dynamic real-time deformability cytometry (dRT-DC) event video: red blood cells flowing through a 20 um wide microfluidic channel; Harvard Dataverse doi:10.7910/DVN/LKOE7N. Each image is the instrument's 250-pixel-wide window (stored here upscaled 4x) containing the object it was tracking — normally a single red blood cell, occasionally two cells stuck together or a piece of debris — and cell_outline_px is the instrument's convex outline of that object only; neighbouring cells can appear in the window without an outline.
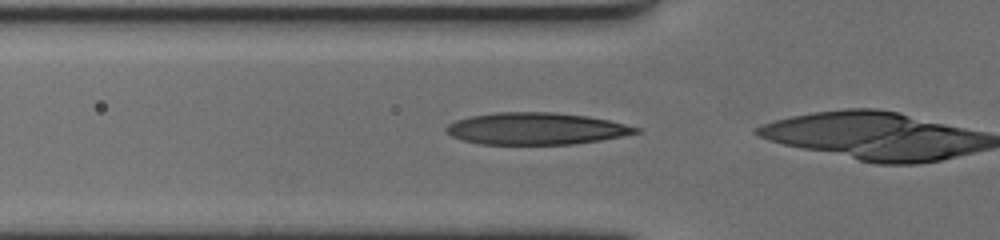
{"species": "human", "species_latin": "Homo sapiens", "temperature_condition": "cold", "stored_images_in_passage": 22, "camera_frame_rate_fps": 3000, "um_per_image_px": 0.085, "donor": {"sex": "female"}, "frame": {"image": 1, "passage_image": 16, "time_ms": 5.0, "image_size_px": [1000, 240], "cell_outline_px": [[640, 132], [624, 136], [600, 140], [572, 144], [480, 144], [460, 140], [452, 136], [444, 128], [448, 124], [456, 120], [472, 116], [496, 112], [552, 112], [588, 116], [608, 120], [640, 128]], "centroid_in_image_um": [45.55, 10.93], "position_along_channel_um": 80.2, "area_um2": 35.2}}
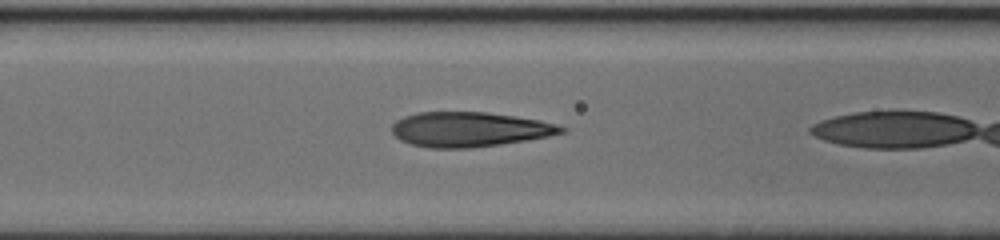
{"frame": {"image": 2, "passage_image": 20, "time_ms": 6.333, "image_size_px": [1000, 240], "cell_outline_px": [[568, 128], [564, 132], [548, 136], [500, 144], [468, 148], [428, 148], [412, 144], [400, 140], [392, 132], [392, 124], [396, 120], [404, 116], [420, 112], [488, 112], [516, 116], [540, 120], [556, 124]], "centroid_in_image_um": [39.89, 10.99], "position_along_channel_um": 126.7, "area_um2": 34.28}}